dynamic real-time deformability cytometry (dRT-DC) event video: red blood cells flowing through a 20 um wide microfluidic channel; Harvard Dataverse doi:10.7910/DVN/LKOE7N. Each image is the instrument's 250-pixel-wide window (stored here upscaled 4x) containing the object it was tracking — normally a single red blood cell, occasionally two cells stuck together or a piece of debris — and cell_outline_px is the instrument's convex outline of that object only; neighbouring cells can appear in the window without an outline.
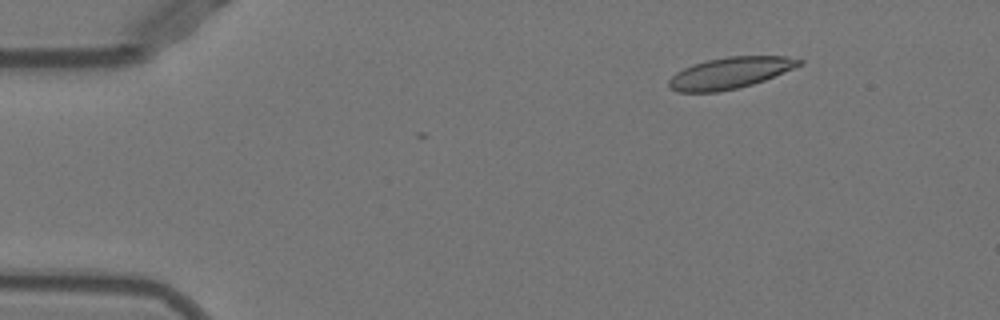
{"species": "Egyptian fruit bat (a non-hibernating species)", "species_latin": "Rousettus aegyptiacus", "temperature_condition": "warm", "stored_images_in_passage": 10, "camera_frame_rate_fps": 3000, "um_per_image_px": 0.085, "animal": {"sex": "female"}, "frame": {"image": 1, "passage_image": 7, "time_ms": 2.0, "image_size_px": [1000, 320], "cell_outline_px": [[804, 64], [764, 80], [752, 84], [720, 92], [676, 92], [668, 88], [668, 80], [676, 72], [684, 68], [708, 60], [728, 56], [788, 56], [804, 60]], "centroid_in_image_um": [62.06, 6.2], "position_along_channel_um": 22.9, "area_um2": 23.81}}